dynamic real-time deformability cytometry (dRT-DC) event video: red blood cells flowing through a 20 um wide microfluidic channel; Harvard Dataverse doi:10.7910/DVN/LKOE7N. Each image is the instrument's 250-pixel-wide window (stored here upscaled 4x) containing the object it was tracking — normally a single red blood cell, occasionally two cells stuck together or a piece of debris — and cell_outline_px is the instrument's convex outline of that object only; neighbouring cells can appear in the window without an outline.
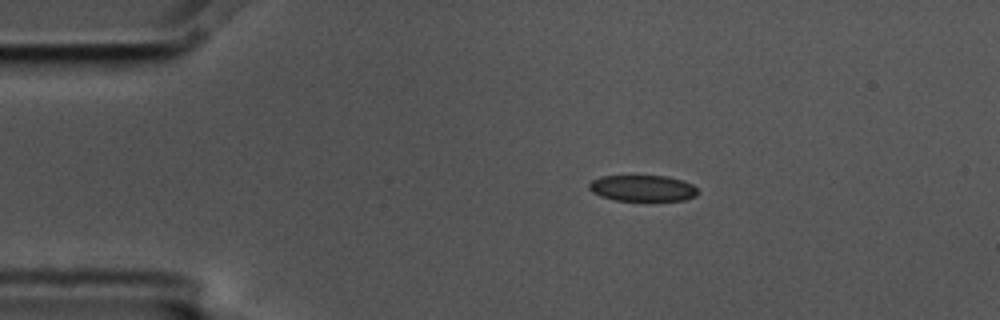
{"species": "common noctule bat (a hibernating species)", "species_latin": "Nyctalus noctula", "temperature_condition": "cold", "stored_images_in_passage": 7, "camera_frame_rate_fps": 3000, "um_per_image_px": 0.085, "animal": {"sex": "male", "body_mass_g": 17.5, "forearm_length_mm": 52.3}, "frame": {"image": 1, "passage_image": 3, "time_ms": 0.667, "image_size_px": [1000, 320], "cell_outline_px": [[696, 196], [684, 200], [616, 200], [600, 196], [592, 192], [588, 188], [588, 184], [592, 180], [600, 176], [668, 176], [692, 184], [696, 188]], "centroid_in_image_um": [54.58, 15.99], "position_along_channel_um": 30.4, "area_um2": 16.42}}
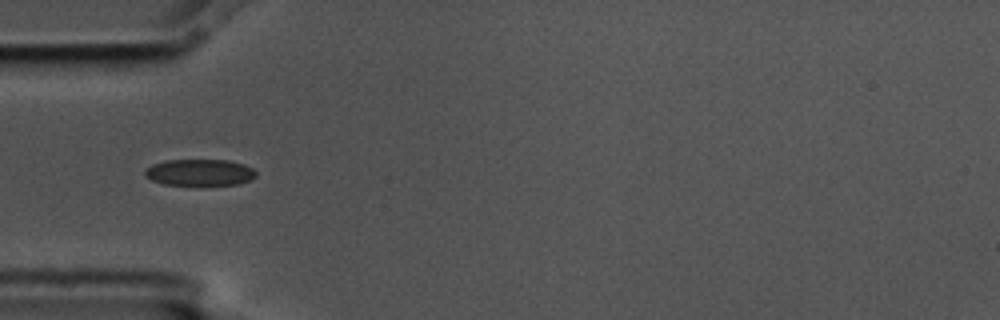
{"frame": {"image": 2, "passage_image": 5, "time_ms": 1.333, "image_size_px": [1000, 320], "cell_outline_px": [[256, 176], [252, 180], [236, 184], [164, 184], [152, 180], [144, 176], [144, 172], [152, 164], [164, 160], [228, 160], [244, 164], [252, 168], [256, 172]], "centroid_in_image_um": [16.98, 14.64], "position_along_channel_um": 68.0, "area_um2": 16.99}}